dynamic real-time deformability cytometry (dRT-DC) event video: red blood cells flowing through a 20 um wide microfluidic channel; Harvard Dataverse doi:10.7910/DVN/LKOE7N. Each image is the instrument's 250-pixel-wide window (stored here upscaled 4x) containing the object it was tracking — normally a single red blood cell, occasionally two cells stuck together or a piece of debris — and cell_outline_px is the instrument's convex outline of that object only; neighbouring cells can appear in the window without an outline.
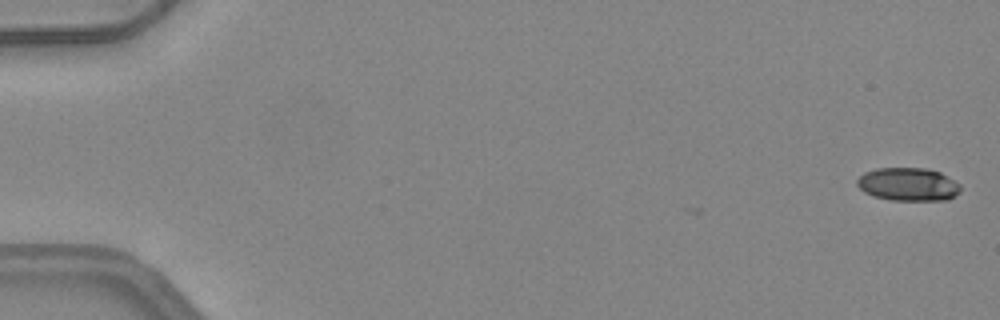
{"species": "common noctule bat (a hibernating species)", "species_latin": "Nyctalus noctula", "temperature_condition": "warm", "stored_images_in_passage": 14, "camera_frame_rate_fps": 3000, "um_per_image_px": 0.085, "animal": {"sex": "female", "body_mass_g": 24.6, "forearm_length_mm": 56.2}, "frame": {"image": 1, "passage_image": 2, "time_ms": 0.333, "image_size_px": [1000, 320], "cell_outline_px": [[960, 192], [948, 200], [892, 200], [876, 196], [864, 192], [856, 184], [856, 180], [864, 172], [876, 168], [928, 168], [940, 172], [960, 184]], "centroid_in_image_um": [77.2, 15.66], "position_along_channel_um": 7.8, "area_um2": 20.0}}